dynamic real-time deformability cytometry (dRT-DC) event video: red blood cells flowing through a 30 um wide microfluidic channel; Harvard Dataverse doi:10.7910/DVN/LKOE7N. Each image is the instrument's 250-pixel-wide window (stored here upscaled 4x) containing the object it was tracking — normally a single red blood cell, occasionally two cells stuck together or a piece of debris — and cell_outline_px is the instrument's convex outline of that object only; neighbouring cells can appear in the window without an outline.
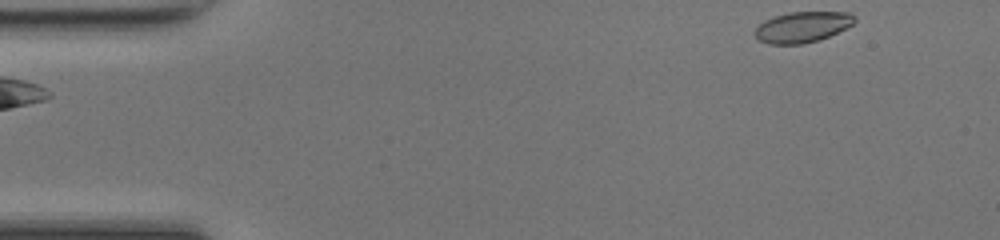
{"species": "common noctule bat (a hibernating species)", "species_latin": "Nyctalus noctula", "temperature_condition": "room temperature", "stored_images_in_passage": 1, "camera_frame_rate_fps": 3000, "um_per_image_px": 0.085, "animal": {"sex": "female", "body_mass_g": 17.0, "forearm_length_mm": 48.0}, "frame": {"image": 1, "passage_image": 1, "time_ms": 0.0, "image_size_px": [1000, 240], "cell_outline_px": [[856, 20], [852, 24], [820, 40], [800, 44], [768, 44], [760, 40], [752, 32], [764, 20], [788, 12], [852, 12], [856, 16]], "centroid_in_image_um": [68.2, 2.29], "position_along_channel_um": 16.8, "area_um2": 17.8}}